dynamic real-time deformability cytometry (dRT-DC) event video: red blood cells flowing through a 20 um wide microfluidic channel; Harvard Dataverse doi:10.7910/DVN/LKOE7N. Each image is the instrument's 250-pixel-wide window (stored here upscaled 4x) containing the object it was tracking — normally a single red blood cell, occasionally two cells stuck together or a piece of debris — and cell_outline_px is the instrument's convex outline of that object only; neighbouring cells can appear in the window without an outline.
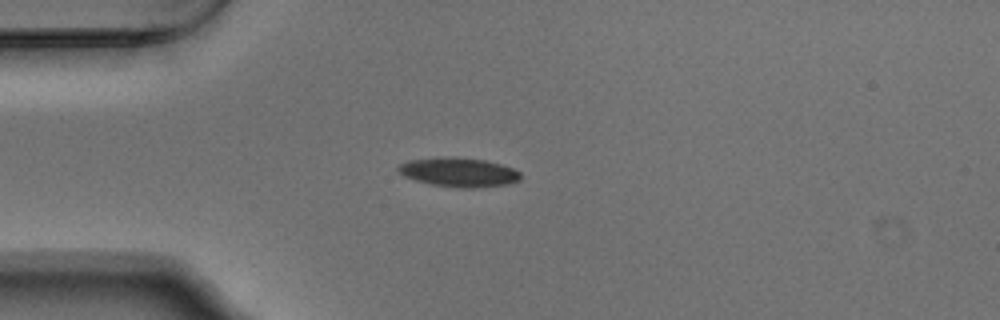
{"species": "Egyptian fruit bat (a non-hibernating species)", "species_latin": "Rousettus aegyptiacus", "temperature_condition": "warm", "stored_images_in_passage": 41, "camera_frame_rate_fps": 3000, "um_per_image_px": 0.085, "animal": {"sex": "male"}, "frame": {"image": 1, "passage_image": 1, "time_ms": 0.0, "image_size_px": [1000, 320], "cell_outline_px": [[520, 180], [508, 184], [476, 188], [456, 188], [432, 184], [416, 180], [404, 176], [396, 172], [396, 168], [400, 164], [408, 160], [440, 156], [452, 156], [484, 160], [500, 164], [512, 168], [520, 172]], "centroid_in_image_um": [38.95, 14.63], "position_along_channel_um": 46.0, "area_um2": 21.04}}
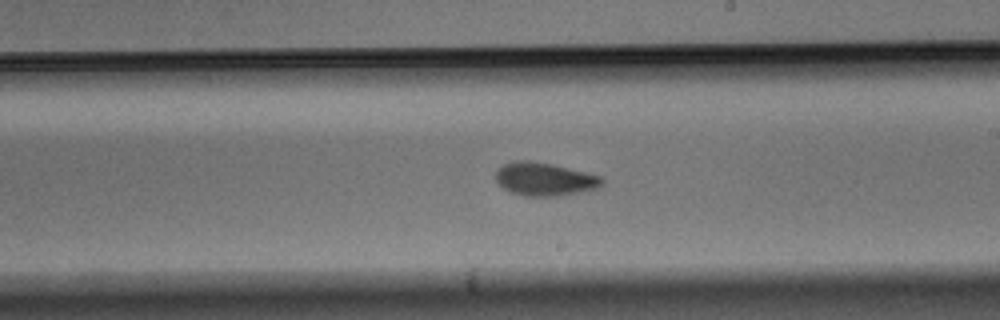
{"frame": {"image": 2, "passage_image": 18, "time_ms": 5.667, "image_size_px": [1000, 320], "cell_outline_px": [[604, 184], [596, 188], [560, 196], [524, 196], [512, 192], [504, 188], [496, 180], [496, 172], [504, 164], [516, 160], [532, 160], [552, 164], [600, 176], [604, 180]], "centroid_in_image_um": [46.29, 15.22], "position_along_channel_um": 242.7, "area_um2": 20.35}}
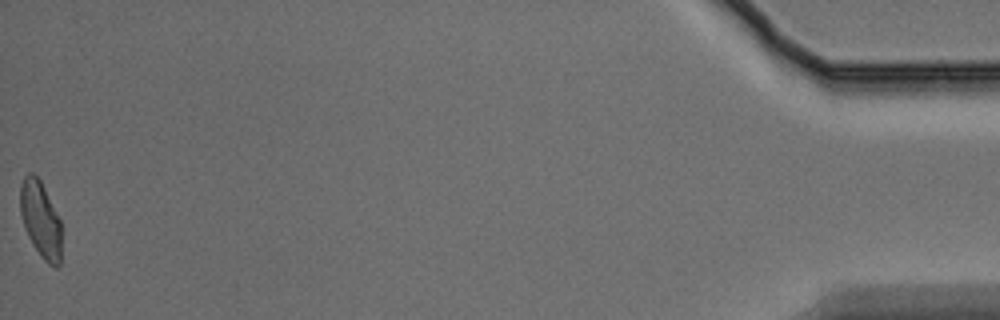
{"frame": {"image": 3, "passage_image": 41, "time_ms": 13.333, "image_size_px": [1000, 320], "cell_outline_px": [[60, 264], [56, 268], [48, 264], [40, 256], [32, 244], [24, 228], [20, 212], [20, 184], [24, 176], [28, 172], [32, 172], [40, 180], [60, 220]], "centroid_in_image_um": [3.42, 18.66], "position_along_channel_um": 431.8, "area_um2": 18.26}, "authors_computed_cell_mechanics": {"area_um2": 19.7676, "velocity_mm_per_s": 3.7475, "shape_relaxation_time_tau1_ms": 3.8431, "shape_relaxation_time_tau2_ms": 1.7633, "deformation_change_tau1": 0.1287, "deformation_change_tau2": 0.062}}